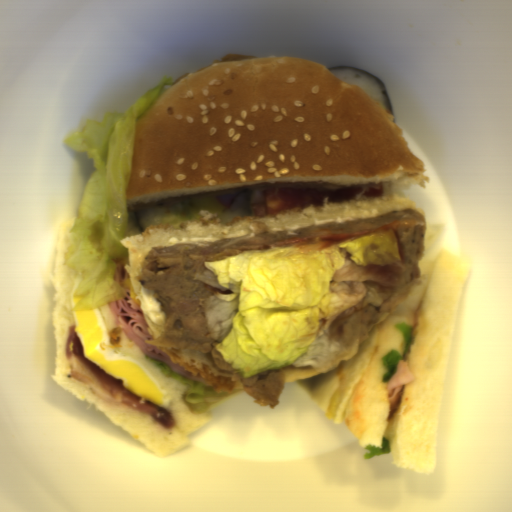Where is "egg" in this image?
I'll return each instance as SVG.
<instances>
[{
	"instance_id": "egg-1",
	"label": "egg",
	"mask_w": 512,
	"mask_h": 512,
	"mask_svg": "<svg viewBox=\"0 0 512 512\" xmlns=\"http://www.w3.org/2000/svg\"><path fill=\"white\" fill-rule=\"evenodd\" d=\"M73 314L74 330L87 360L112 378L121 380L123 388L156 407L170 406V394L152 372L140 362L114 351L99 306L94 310Z\"/></svg>"
},
{
	"instance_id": "egg-2",
	"label": "egg",
	"mask_w": 512,
	"mask_h": 512,
	"mask_svg": "<svg viewBox=\"0 0 512 512\" xmlns=\"http://www.w3.org/2000/svg\"><path fill=\"white\" fill-rule=\"evenodd\" d=\"M79 282H76L71 293H70V304H71V310L74 309L76 303L81 299V298H77V297H73V293H74V290L75 288L78 286Z\"/></svg>"
}]
</instances>
